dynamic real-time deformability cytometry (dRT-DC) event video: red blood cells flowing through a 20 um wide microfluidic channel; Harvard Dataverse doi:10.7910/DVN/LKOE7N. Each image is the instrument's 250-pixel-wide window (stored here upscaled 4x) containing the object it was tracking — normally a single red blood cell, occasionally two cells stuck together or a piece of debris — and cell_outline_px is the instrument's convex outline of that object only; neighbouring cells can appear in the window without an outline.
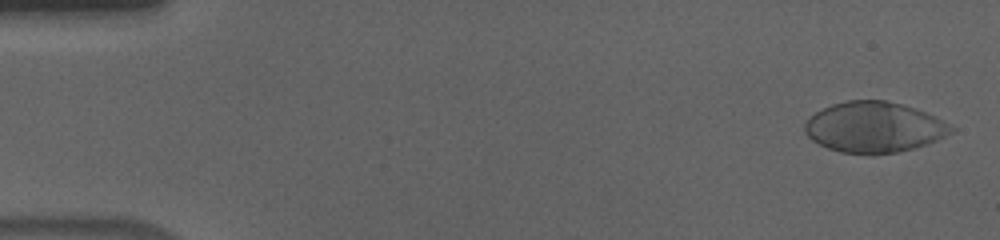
{"species": "human", "species_latin": "Homo sapiens", "temperature_condition": "cold", "stored_images_in_passage": 56, "camera_frame_rate_fps": 3000, "um_per_image_px": 0.085, "donor": {"sex": "male"}, "frame": {"image": 1, "passage_image": 2, "time_ms": 0.333, "image_size_px": [1000, 240], "cell_outline_px": [[956, 128], [952, 132], [936, 140], [912, 148], [896, 152], [872, 156], [840, 152], [828, 148], [812, 140], [804, 132], [804, 124], [816, 112], [832, 104], [848, 100], [884, 100], [900, 104], [924, 112]], "centroid_in_image_um": [74.25, 10.83], "position_along_channel_um": 10.8, "area_um2": 42.83}}
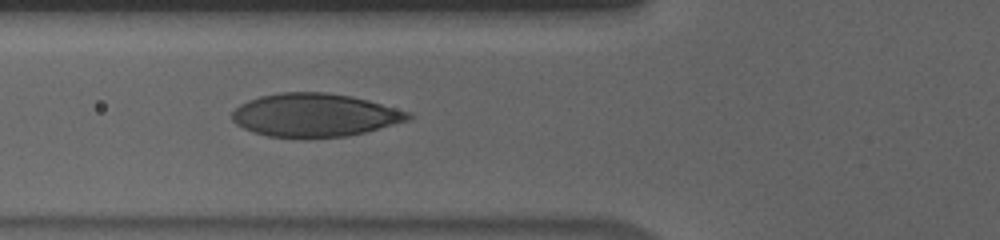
{"frame": {"image": 2, "passage_image": 21, "time_ms": 6.667, "image_size_px": [1000, 240], "cell_outline_px": [[412, 116], [408, 120], [380, 128], [348, 136], [308, 140], [300, 140], [268, 136], [252, 132], [236, 124], [232, 120], [232, 112], [240, 104], [248, 100], [260, 96], [280, 92], [324, 92], [352, 96], [368, 100], [412, 112]], "centroid_in_image_um": [26.73, 9.81], "position_along_channel_um": 99.1, "area_um2": 45.2}}
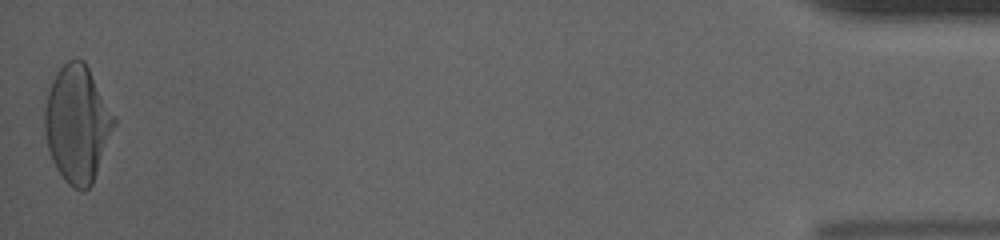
{"frame": {"image": 3, "passage_image": 56, "time_ms": 18.333, "image_size_px": [1000, 240], "cell_outline_px": [[116, 124], [92, 184], [84, 192], [72, 188], [64, 180], [56, 168], [52, 160], [48, 148], [44, 132], [44, 108], [48, 92], [52, 80], [60, 68], [68, 60], [76, 56], [84, 60], [116, 116]], "centroid_in_image_um": [6.57, 10.52], "position_along_channel_um": 428.6, "area_um2": 47.57}, "authors_computed_cell_mechanics": {"area_um2": 44.9395, "velocity_mm_per_s": 3.6041, "shape_relaxation_time_tau1_ms": 5.3344, "shape_relaxation_time_tau2_ms": null, "deformation_change_tau1": 0.2394, "deformation_change_tau2": null}}